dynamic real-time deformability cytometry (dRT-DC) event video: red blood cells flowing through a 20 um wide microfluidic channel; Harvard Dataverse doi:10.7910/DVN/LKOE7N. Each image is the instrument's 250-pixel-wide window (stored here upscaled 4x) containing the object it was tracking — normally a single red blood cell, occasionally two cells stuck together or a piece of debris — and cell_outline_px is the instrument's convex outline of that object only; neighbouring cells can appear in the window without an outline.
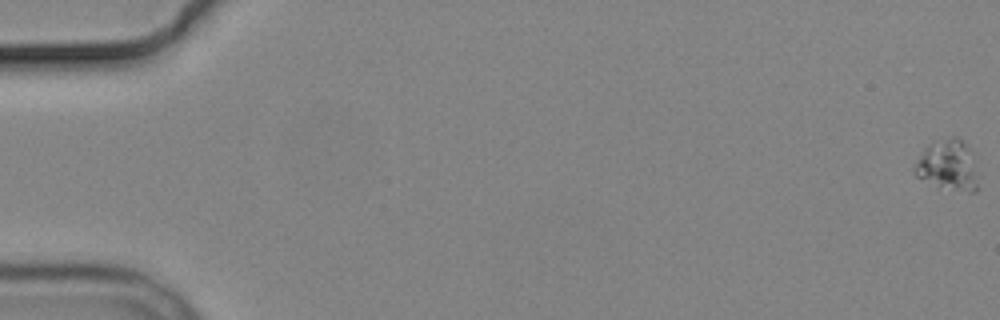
{"species": "common noctule bat (a hibernating species)", "species_latin": "Nyctalus noctula", "temperature_condition": "cold", "stored_images_in_passage": 6, "camera_frame_rate_fps": 3000, "um_per_image_px": 0.085, "animal": {"sex": "male", "body_mass_g": 19.2, "forearm_length_mm": 51.8}, "frame": {"image": 1, "passage_image": 1, "time_ms": 0.0, "image_size_px": [1000, 320], "cell_outline_px": [[980, 176], [976, 192], [968, 192], [940, 184], [916, 176], [912, 168], [924, 148], [932, 144], [952, 136], [956, 136], [976, 156]], "centroid_in_image_um": [80.67, 14.03], "position_along_channel_um": 4.3, "area_um2": 18.44}}
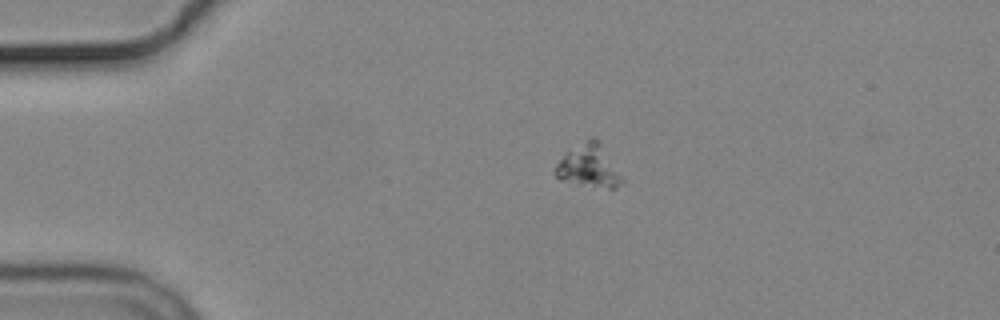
{"frame": {"image": 2, "passage_image": 4, "time_ms": 4.333, "image_size_px": [1000, 320], "cell_outline_px": [[624, 184], [616, 188], [608, 188], [580, 184], [560, 180], [552, 172], [556, 164], [568, 152], [592, 136], [600, 144], [624, 180]], "centroid_in_image_um": [50.04, 14.16], "position_along_channel_um": 35.0, "area_um2": 16.01}}
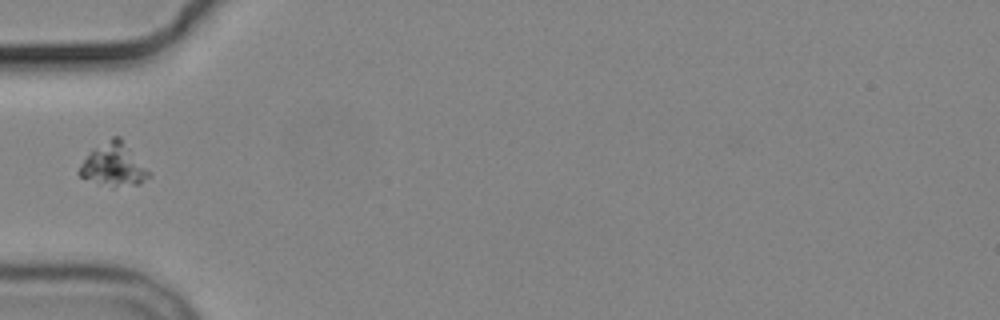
{"frame": {"image": 3, "passage_image": 6, "time_ms": 6.667, "image_size_px": [1000, 320], "cell_outline_px": [[152, 176], [140, 184], [116, 184], [80, 176], [80, 168], [84, 160], [92, 148], [112, 136], [120, 136], [152, 172]], "centroid_in_image_um": [9.76, 13.91], "position_along_channel_um": 75.2, "area_um2": 16.7}}